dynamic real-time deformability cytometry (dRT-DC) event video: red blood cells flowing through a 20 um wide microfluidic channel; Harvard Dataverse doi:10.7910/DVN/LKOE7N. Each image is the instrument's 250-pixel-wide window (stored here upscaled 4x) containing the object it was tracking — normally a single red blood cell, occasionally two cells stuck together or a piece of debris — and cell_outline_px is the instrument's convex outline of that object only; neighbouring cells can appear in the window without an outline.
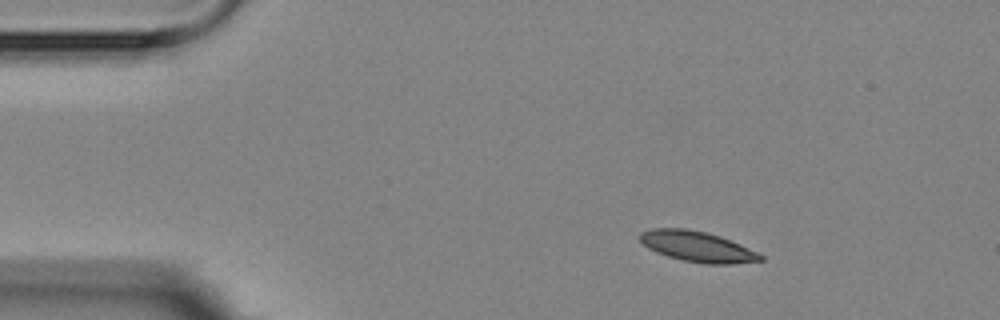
{"species": "Egyptian fruit bat (a non-hibernating species)", "species_latin": "Rousettus aegyptiacus", "temperature_condition": "room temperature", "stored_images_in_passage": 3, "camera_frame_rate_fps": 3000, "um_per_image_px": 0.085, "animal": {"sex": "female"}, "frame": {"image": 1, "passage_image": 1, "time_ms": 0.0, "image_size_px": [1000, 320], "cell_outline_px": [[764, 260], [732, 264], [704, 264], [684, 260], [668, 256], [656, 252], [648, 248], [640, 240], [640, 232], [652, 228], [684, 228], [704, 232], [720, 236], [760, 252], [764, 256]], "centroid_in_image_um": [59.31, 20.96], "position_along_channel_um": 25.7, "area_um2": 21.44}}